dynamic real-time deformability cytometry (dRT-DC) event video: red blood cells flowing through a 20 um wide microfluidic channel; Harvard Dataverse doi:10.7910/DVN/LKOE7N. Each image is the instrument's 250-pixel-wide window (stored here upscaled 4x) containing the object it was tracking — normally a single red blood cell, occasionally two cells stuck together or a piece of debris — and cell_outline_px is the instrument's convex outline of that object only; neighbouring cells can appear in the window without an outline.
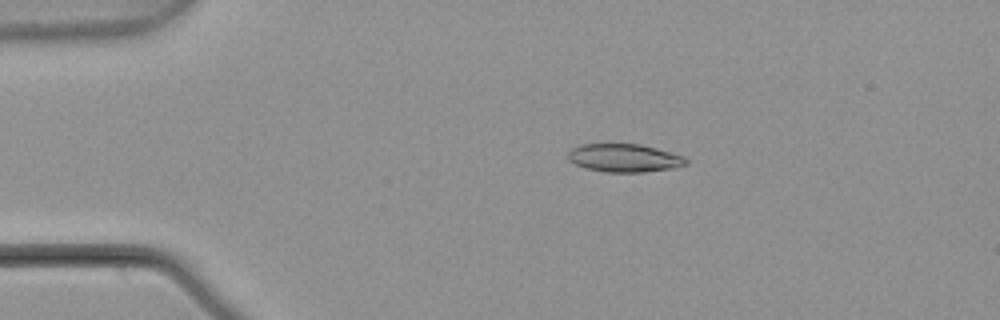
{"species": "common noctule bat (a hibernating species)", "species_latin": "Nyctalus noctula", "temperature_condition": "warm", "stored_images_in_passage": 5, "camera_frame_rate_fps": 3000, "um_per_image_px": 0.085, "animal": {"sex": "male", "body_mass_g": 21.5, "forearm_length_mm": 52.0}, "frame": {"image": 1, "passage_image": 3, "time_ms": 0.667, "image_size_px": [1000, 320], "cell_outline_px": [[688, 164], [676, 168], [644, 172], [604, 172], [584, 168], [568, 160], [568, 152], [572, 148], [580, 144], [640, 144], [656, 148], [684, 156], [688, 160]], "centroid_in_image_um": [53.08, 13.43], "position_along_channel_um": 31.9, "area_um2": 19.54}}
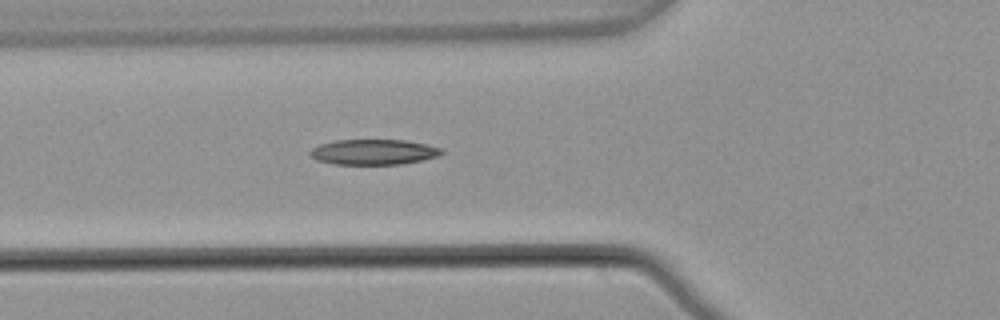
{"frame": {"image": 2, "passage_image": 5, "time_ms": 1.333, "image_size_px": [1000, 320], "cell_outline_px": [[444, 152], [440, 156], [424, 160], [400, 164], [332, 164], [316, 160], [308, 156], [308, 152], [312, 148], [320, 144], [336, 140], [404, 140], [424, 144], [440, 148]], "centroid_in_image_um": [31.72, 12.93], "position_along_channel_um": 94.1, "area_um2": 19.54}}